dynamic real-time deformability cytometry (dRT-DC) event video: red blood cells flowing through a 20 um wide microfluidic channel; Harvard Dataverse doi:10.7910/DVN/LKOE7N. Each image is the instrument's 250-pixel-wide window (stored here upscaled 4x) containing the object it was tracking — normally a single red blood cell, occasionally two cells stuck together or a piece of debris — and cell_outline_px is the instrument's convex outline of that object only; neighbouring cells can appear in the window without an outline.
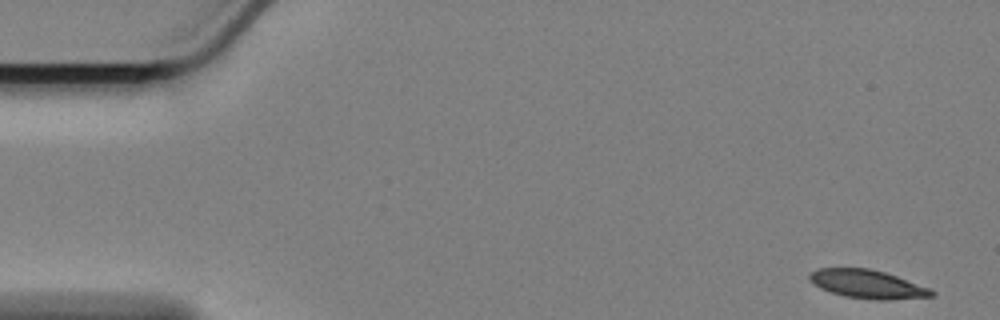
{"species": "Egyptian fruit bat (a non-hibernating species)", "species_latin": "Rousettus aegyptiacus", "temperature_condition": "cold", "stored_images_in_passage": 10, "camera_frame_rate_fps": 3000, "um_per_image_px": 0.085, "animal": {"sex": "female"}, "frame": {"image": 1, "passage_image": 1, "time_ms": 0.0, "image_size_px": [1000, 320], "cell_outline_px": [[936, 296], [888, 300], [876, 300], [844, 296], [820, 288], [812, 284], [808, 280], [808, 276], [816, 268], [868, 268], [884, 272], [932, 288], [936, 292]], "centroid_in_image_um": [73.75, 24.15], "position_along_channel_um": 11.2, "area_um2": 20.46}}